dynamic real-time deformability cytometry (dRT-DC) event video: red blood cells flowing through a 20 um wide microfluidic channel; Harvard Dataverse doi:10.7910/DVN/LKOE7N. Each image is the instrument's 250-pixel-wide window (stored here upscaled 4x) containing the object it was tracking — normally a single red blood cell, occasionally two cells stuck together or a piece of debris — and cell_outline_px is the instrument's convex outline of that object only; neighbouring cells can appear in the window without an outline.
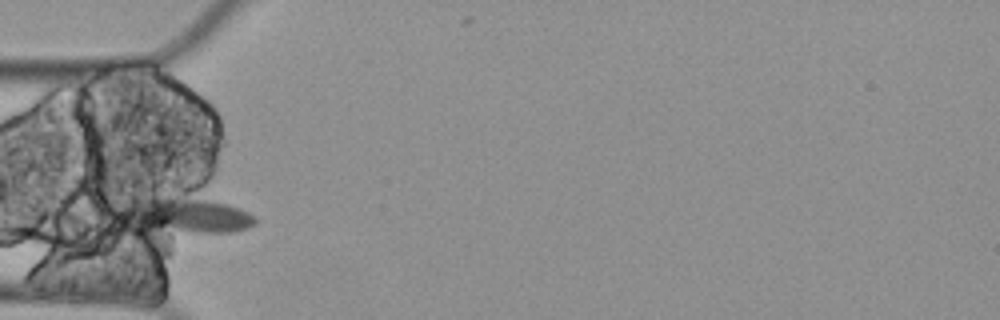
{"species": "Egyptian fruit bat (a non-hibernating species)", "species_latin": "Rousettus aegyptiacus", "temperature_condition": "cold", "stored_images_in_passage": 12, "segment_of_instrument_passage": [1, 2], "camera_frame_rate_fps": 3000, "um_per_image_px": 0.085, "animal": {"sex": "female"}, "frame": {"image": 1, "passage_image": 3, "time_ms": 0.667, "image_size_px": [1000, 320], "cell_outline_px": [[260, 220], [256, 224], [248, 228], [232, 232], [144, 240], [120, 220], [120, 204], [124, 200], [196, 184], [256, 216]], "centroid_in_image_um": [15.59, 18.2], "position_along_channel_um": 69.4, "area_um2": 37.28}}